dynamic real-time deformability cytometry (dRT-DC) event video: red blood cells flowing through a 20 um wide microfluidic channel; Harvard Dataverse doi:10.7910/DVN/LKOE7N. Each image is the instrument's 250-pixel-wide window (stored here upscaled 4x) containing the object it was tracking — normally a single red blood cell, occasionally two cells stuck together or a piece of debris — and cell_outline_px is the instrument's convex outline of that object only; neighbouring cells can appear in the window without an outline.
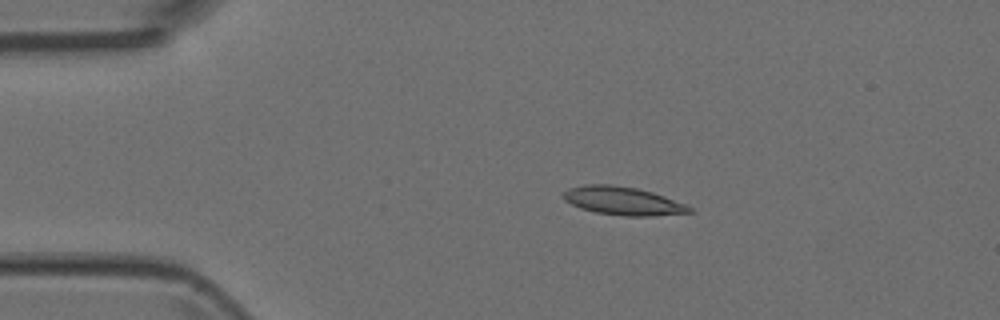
{"species": "Egyptian fruit bat (a non-hibernating species)", "species_latin": "Rousettus aegyptiacus", "temperature_condition": "room temperature", "stored_images_in_passage": 2, "camera_frame_rate_fps": 3000, "um_per_image_px": 0.085, "animal": {"sex": "female"}, "frame": {"image": 1, "passage_image": 1, "time_ms": 0.0, "image_size_px": [1000, 320], "cell_outline_px": [[696, 212], [652, 216], [624, 216], [596, 212], [580, 208], [564, 200], [564, 192], [568, 188], [584, 184], [608, 184], [636, 188], [652, 192], [664, 196], [684, 204], [692, 208]], "centroid_in_image_um": [52.95, 17.08], "position_along_channel_um": 32.1, "area_um2": 20.69}}